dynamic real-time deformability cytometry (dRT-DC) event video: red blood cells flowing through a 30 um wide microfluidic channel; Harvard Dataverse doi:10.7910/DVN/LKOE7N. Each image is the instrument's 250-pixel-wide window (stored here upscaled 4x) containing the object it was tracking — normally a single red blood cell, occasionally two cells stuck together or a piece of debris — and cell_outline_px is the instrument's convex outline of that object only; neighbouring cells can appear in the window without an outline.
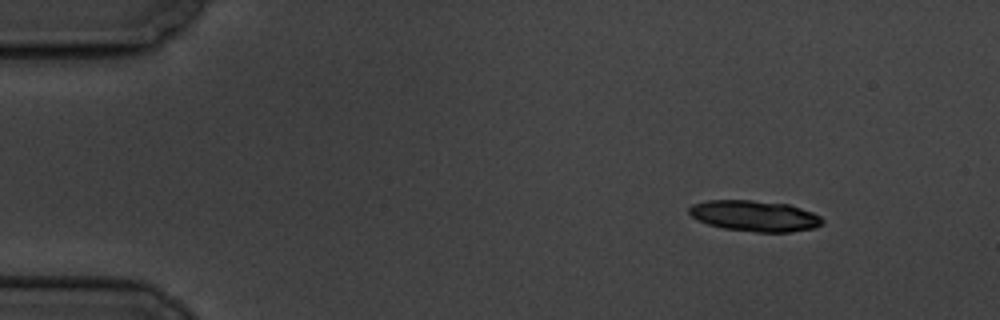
{"species": "common noctule bat (a hibernating species)", "species_latin": "Nyctalus noctula", "temperature_condition": "cold", "stored_images_in_passage": 5, "segment_of_instrument_passage": [1, 2], "camera_frame_rate_fps": 3000, "um_per_image_px": 0.085, "animal": {"sex": "male", "body_mass_g": 19.5, "forearm_length_mm": 54.6}, "frame": {"image": 1, "passage_image": 2, "time_ms": 1.0, "image_size_px": [1000, 320], "cell_outline_px": [[824, 224], [812, 228], [788, 232], [756, 232], [724, 228], [708, 224], [696, 220], [688, 212], [688, 208], [692, 204], [708, 200], [752, 200], [788, 204], [812, 212], [820, 216], [824, 220]], "centroid_in_image_um": [64.13, 18.35], "position_along_channel_um": 20.9, "area_um2": 23.99}}
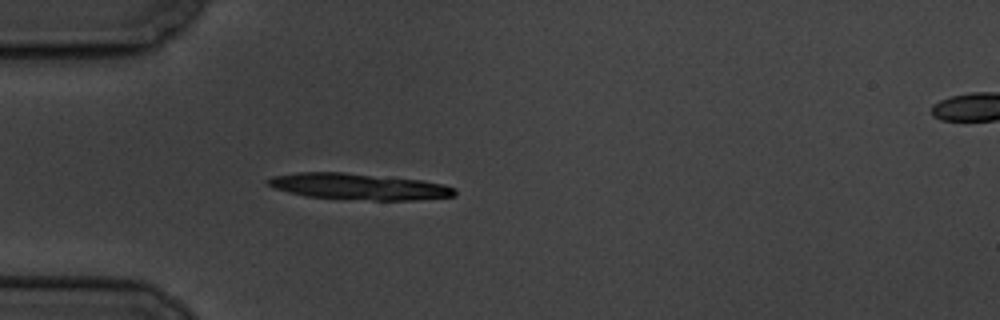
{"frame": {"image": 2, "passage_image": 4, "time_ms": 4.333, "image_size_px": [1000, 320], "cell_outline_px": [[456, 196], [416, 200], [372, 200], [308, 196], [288, 192], [276, 188], [268, 184], [264, 180], [272, 176], [296, 172], [344, 172], [420, 180], [444, 184], [456, 188]], "centroid_in_image_um": [30.51, 15.85], "position_along_channel_um": 54.5, "area_um2": 28.44}}